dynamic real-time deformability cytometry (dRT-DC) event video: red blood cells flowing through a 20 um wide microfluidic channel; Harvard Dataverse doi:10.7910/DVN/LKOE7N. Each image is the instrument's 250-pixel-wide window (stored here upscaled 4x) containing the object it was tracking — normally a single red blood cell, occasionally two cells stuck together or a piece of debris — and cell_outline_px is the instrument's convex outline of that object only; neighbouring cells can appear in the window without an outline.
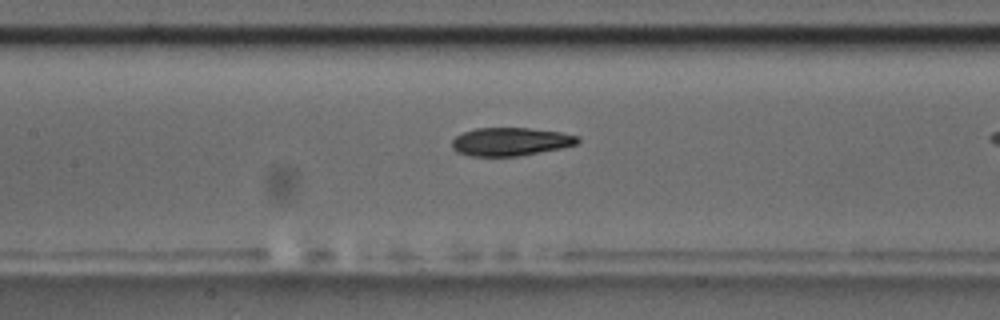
{"species": "common noctule bat (a hibernating species)", "species_latin": "Nyctalus noctula", "temperature_condition": "room temperature", "stored_images_in_passage": 32, "camera_frame_rate_fps": 3000, "um_per_image_px": 0.085, "animal": {"sex": "male", "body_mass_g": 17.5, "forearm_length_mm": 52.3}, "frame": {"image": 1, "passage_image": 14, "time_ms": 4.333, "image_size_px": [1000, 320], "cell_outline_px": [[580, 140], [576, 144], [560, 148], [516, 156], [472, 156], [456, 152], [452, 148], [452, 140], [456, 136], [464, 132], [476, 128], [528, 128], [560, 132], [580, 136]], "centroid_in_image_um": [43.38, 12.03], "position_along_channel_um": 164.0, "area_um2": 20.52}}